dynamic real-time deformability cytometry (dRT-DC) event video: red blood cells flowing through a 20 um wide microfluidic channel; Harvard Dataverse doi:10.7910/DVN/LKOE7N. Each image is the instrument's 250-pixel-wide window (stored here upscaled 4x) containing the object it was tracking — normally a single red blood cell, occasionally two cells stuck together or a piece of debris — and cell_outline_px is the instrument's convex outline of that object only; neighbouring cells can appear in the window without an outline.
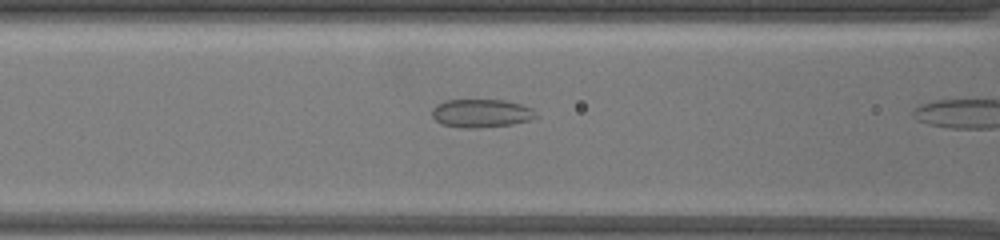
{"species": "common noctule bat (a hibernating species)", "species_latin": "Nyctalus noctula", "temperature_condition": "warm", "stored_images_in_passage": 11, "camera_frame_rate_fps": 3000, "um_per_image_px": 0.085, "animal": {"sex": "female", "body_mass_g": 19.5, "forearm_length_mm": 54.1}, "frame": {"image": 1, "passage_image": 10, "time_ms": 3.0, "image_size_px": [1000, 240], "cell_outline_px": [[540, 116], [528, 120], [512, 124], [476, 128], [460, 128], [440, 124], [432, 116], [432, 108], [436, 104], [444, 100], [504, 100], [520, 104], [532, 108]], "centroid_in_image_um": [40.88, 9.63], "position_along_channel_um": 125.7, "area_um2": 17.28}}